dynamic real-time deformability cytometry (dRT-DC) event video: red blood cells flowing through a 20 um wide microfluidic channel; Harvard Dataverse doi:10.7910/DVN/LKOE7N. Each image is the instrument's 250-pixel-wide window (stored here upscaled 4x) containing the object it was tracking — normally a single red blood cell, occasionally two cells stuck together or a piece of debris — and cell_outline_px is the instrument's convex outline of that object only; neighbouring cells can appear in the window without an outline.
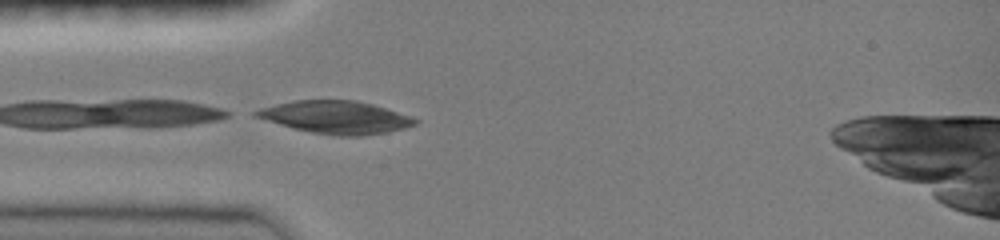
{"species": "common noctule bat (a hibernating species)", "species_latin": "Nyctalus noctula", "temperature_condition": "room temperature", "stored_images_in_passage": 9, "camera_frame_rate_fps": 3000, "um_per_image_px": 0.085, "animal": {"sex": "female", "body_mass_g": 19.0, "forearm_length_mm": 51.5}, "frame": {"image": 1, "passage_image": 9, "time_ms": 2.667, "image_size_px": [1000, 240], "cell_outline_px": [[420, 120], [416, 124], [404, 128], [388, 132], [360, 136], [332, 136], [312, 132], [280, 124], [252, 116], [252, 112], [260, 108], [292, 100], [356, 100], [372, 104], [412, 116]], "centroid_in_image_um": [28.56, 9.96], "position_along_channel_um": 56.4, "area_um2": 30.29}}